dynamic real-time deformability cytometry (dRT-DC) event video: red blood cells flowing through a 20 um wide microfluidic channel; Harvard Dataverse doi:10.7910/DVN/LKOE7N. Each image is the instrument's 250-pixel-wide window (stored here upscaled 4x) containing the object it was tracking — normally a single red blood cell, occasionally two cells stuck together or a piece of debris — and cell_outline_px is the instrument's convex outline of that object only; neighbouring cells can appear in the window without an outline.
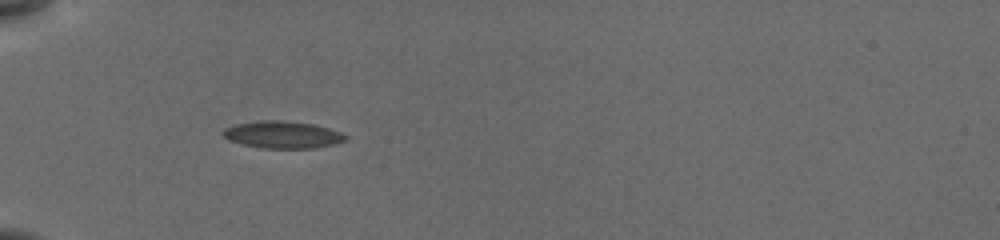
{"species": "common noctule bat (a hibernating species)", "species_latin": "Nyctalus noctula", "temperature_condition": "cold", "stored_images_in_passage": 2, "camera_frame_rate_fps": 3000, "um_per_image_px": 0.085, "animal": {"sex": "female", "body_mass_g": 19.5, "forearm_length_mm": 54.1}, "frame": {"image": 1, "passage_image": 1, "time_ms": 0.0, "image_size_px": [1000, 240], "cell_outline_px": [[348, 136], [344, 140], [332, 144], [312, 148], [264, 148], [244, 144], [228, 140], [220, 132], [224, 128], [236, 124], [260, 120], [280, 120], [312, 124], [328, 128], [340, 132]], "centroid_in_image_um": [23.97, 11.44], "position_along_channel_um": 61.0, "area_um2": 19.13}}